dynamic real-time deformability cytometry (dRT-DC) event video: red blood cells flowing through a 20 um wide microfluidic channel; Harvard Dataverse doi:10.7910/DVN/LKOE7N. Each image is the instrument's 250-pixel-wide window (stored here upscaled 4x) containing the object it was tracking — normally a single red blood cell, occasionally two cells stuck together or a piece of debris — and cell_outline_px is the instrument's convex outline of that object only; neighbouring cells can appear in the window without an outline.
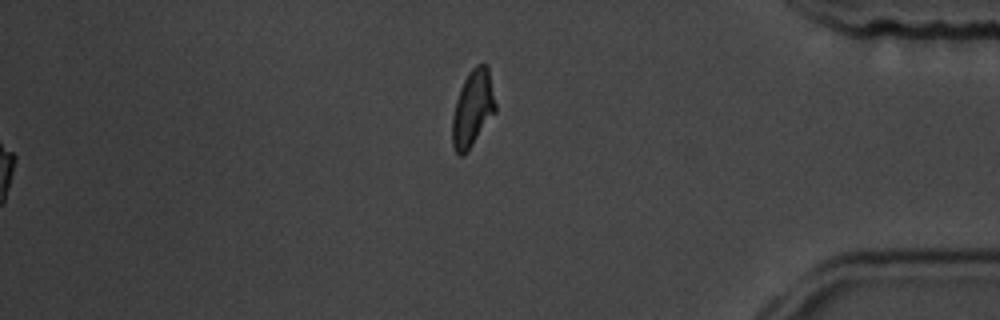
{"species": "common noctule bat (a hibernating species)", "species_latin": "Nyctalus noctula", "temperature_condition": "room temperature", "stored_images_in_passage": 41, "camera_frame_rate_fps": 3000, "um_per_image_px": 0.085, "animal": {"sex": "male", "body_mass_g": 19.5, "forearm_length_mm": 54.6}, "frame": {"image": 1, "passage_image": 41, "time_ms": 13.333, "image_size_px": [1000, 320], "cell_outline_px": [[496, 112], [464, 156], [460, 156], [456, 152], [452, 144], [452, 116], [456, 100], [460, 88], [468, 72], [476, 64], [488, 64], [496, 104]], "centroid_in_image_um": [40.18, 9.21], "position_along_channel_um": 395.0, "area_um2": 19.42}, "authors_computed_cell_mechanics": {"area_um2": 18.1492, "velocity_mm_per_s": 3.729, "shape_relaxation_time_tau1_ms": 2.8596, "shape_relaxation_time_tau2_ms": 4.5742, "deformation_change_tau1": 0.1286, "deformation_change_tau2": 0.1175}}